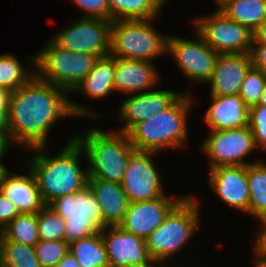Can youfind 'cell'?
Wrapping results in <instances>:
<instances>
[{"label": "cell", "mask_w": 266, "mask_h": 267, "mask_svg": "<svg viewBox=\"0 0 266 267\" xmlns=\"http://www.w3.org/2000/svg\"><path fill=\"white\" fill-rule=\"evenodd\" d=\"M69 93L36 74L11 92L7 113L12 143L26 150L46 146L48 132L59 119L87 116L96 120L102 114L68 98Z\"/></svg>", "instance_id": "1"}, {"label": "cell", "mask_w": 266, "mask_h": 267, "mask_svg": "<svg viewBox=\"0 0 266 267\" xmlns=\"http://www.w3.org/2000/svg\"><path fill=\"white\" fill-rule=\"evenodd\" d=\"M67 142L55 157L47 155V145L29 149L34 156L27 162V166L34 173L45 205L87 186V169L82 170L79 162L82 154H85L84 150L74 136Z\"/></svg>", "instance_id": "2"}, {"label": "cell", "mask_w": 266, "mask_h": 267, "mask_svg": "<svg viewBox=\"0 0 266 267\" xmlns=\"http://www.w3.org/2000/svg\"><path fill=\"white\" fill-rule=\"evenodd\" d=\"M192 98L190 93L184 92L168 109L134 125L127 135L135 150L160 152L168 148H187L186 125L193 107Z\"/></svg>", "instance_id": "3"}, {"label": "cell", "mask_w": 266, "mask_h": 267, "mask_svg": "<svg viewBox=\"0 0 266 267\" xmlns=\"http://www.w3.org/2000/svg\"><path fill=\"white\" fill-rule=\"evenodd\" d=\"M74 139L84 150L88 162V178L120 183L124 178L128 161L135 148L127 133L91 128Z\"/></svg>", "instance_id": "4"}, {"label": "cell", "mask_w": 266, "mask_h": 267, "mask_svg": "<svg viewBox=\"0 0 266 267\" xmlns=\"http://www.w3.org/2000/svg\"><path fill=\"white\" fill-rule=\"evenodd\" d=\"M196 196L188 195L170 211L165 220L147 237L146 246L154 262H163L179 253L195 234L201 215Z\"/></svg>", "instance_id": "5"}, {"label": "cell", "mask_w": 266, "mask_h": 267, "mask_svg": "<svg viewBox=\"0 0 266 267\" xmlns=\"http://www.w3.org/2000/svg\"><path fill=\"white\" fill-rule=\"evenodd\" d=\"M153 19H118L111 24L110 55L152 62L166 54L168 34L160 33Z\"/></svg>", "instance_id": "6"}, {"label": "cell", "mask_w": 266, "mask_h": 267, "mask_svg": "<svg viewBox=\"0 0 266 267\" xmlns=\"http://www.w3.org/2000/svg\"><path fill=\"white\" fill-rule=\"evenodd\" d=\"M35 54L36 75L72 93L91 72L98 56L72 52L58 46L52 39Z\"/></svg>", "instance_id": "7"}, {"label": "cell", "mask_w": 266, "mask_h": 267, "mask_svg": "<svg viewBox=\"0 0 266 267\" xmlns=\"http://www.w3.org/2000/svg\"><path fill=\"white\" fill-rule=\"evenodd\" d=\"M48 206L66 221L65 241L68 244L102 229L101 208L88 186L59 197Z\"/></svg>", "instance_id": "8"}, {"label": "cell", "mask_w": 266, "mask_h": 267, "mask_svg": "<svg viewBox=\"0 0 266 267\" xmlns=\"http://www.w3.org/2000/svg\"><path fill=\"white\" fill-rule=\"evenodd\" d=\"M194 29L218 54L250 53L253 32L229 19L219 8L194 19Z\"/></svg>", "instance_id": "9"}, {"label": "cell", "mask_w": 266, "mask_h": 267, "mask_svg": "<svg viewBox=\"0 0 266 267\" xmlns=\"http://www.w3.org/2000/svg\"><path fill=\"white\" fill-rule=\"evenodd\" d=\"M200 145L202 153L209 159V169L218 166H248L244 161L257 148L253 133L248 126L243 128L210 130Z\"/></svg>", "instance_id": "10"}, {"label": "cell", "mask_w": 266, "mask_h": 267, "mask_svg": "<svg viewBox=\"0 0 266 267\" xmlns=\"http://www.w3.org/2000/svg\"><path fill=\"white\" fill-rule=\"evenodd\" d=\"M196 40L169 35L166 54L175 60L179 71L193 83H207L213 74L218 53L196 31Z\"/></svg>", "instance_id": "11"}, {"label": "cell", "mask_w": 266, "mask_h": 267, "mask_svg": "<svg viewBox=\"0 0 266 267\" xmlns=\"http://www.w3.org/2000/svg\"><path fill=\"white\" fill-rule=\"evenodd\" d=\"M78 19L51 39L72 52L90 53L99 58L109 56L112 21L88 17Z\"/></svg>", "instance_id": "12"}, {"label": "cell", "mask_w": 266, "mask_h": 267, "mask_svg": "<svg viewBox=\"0 0 266 267\" xmlns=\"http://www.w3.org/2000/svg\"><path fill=\"white\" fill-rule=\"evenodd\" d=\"M158 152L134 151L121 182L129 203L154 200L165 194L160 172L152 156Z\"/></svg>", "instance_id": "13"}, {"label": "cell", "mask_w": 266, "mask_h": 267, "mask_svg": "<svg viewBox=\"0 0 266 267\" xmlns=\"http://www.w3.org/2000/svg\"><path fill=\"white\" fill-rule=\"evenodd\" d=\"M110 267H152L146 240L119 226L101 229Z\"/></svg>", "instance_id": "14"}, {"label": "cell", "mask_w": 266, "mask_h": 267, "mask_svg": "<svg viewBox=\"0 0 266 267\" xmlns=\"http://www.w3.org/2000/svg\"><path fill=\"white\" fill-rule=\"evenodd\" d=\"M184 197L164 195L154 200L129 203L118 226L146 240Z\"/></svg>", "instance_id": "15"}, {"label": "cell", "mask_w": 266, "mask_h": 267, "mask_svg": "<svg viewBox=\"0 0 266 267\" xmlns=\"http://www.w3.org/2000/svg\"><path fill=\"white\" fill-rule=\"evenodd\" d=\"M184 92L167 89H151L148 92L133 94L122 101L118 118L124 125L118 132L127 133L137 123L168 109Z\"/></svg>", "instance_id": "16"}, {"label": "cell", "mask_w": 266, "mask_h": 267, "mask_svg": "<svg viewBox=\"0 0 266 267\" xmlns=\"http://www.w3.org/2000/svg\"><path fill=\"white\" fill-rule=\"evenodd\" d=\"M208 170V184L220 200L246 214L250 194L247 166H218Z\"/></svg>", "instance_id": "17"}, {"label": "cell", "mask_w": 266, "mask_h": 267, "mask_svg": "<svg viewBox=\"0 0 266 267\" xmlns=\"http://www.w3.org/2000/svg\"><path fill=\"white\" fill-rule=\"evenodd\" d=\"M252 67L250 53L219 54L211 79L210 96L239 94L246 73Z\"/></svg>", "instance_id": "18"}, {"label": "cell", "mask_w": 266, "mask_h": 267, "mask_svg": "<svg viewBox=\"0 0 266 267\" xmlns=\"http://www.w3.org/2000/svg\"><path fill=\"white\" fill-rule=\"evenodd\" d=\"M153 62L115 57L114 89L129 95L150 91L160 82Z\"/></svg>", "instance_id": "19"}, {"label": "cell", "mask_w": 266, "mask_h": 267, "mask_svg": "<svg viewBox=\"0 0 266 267\" xmlns=\"http://www.w3.org/2000/svg\"><path fill=\"white\" fill-rule=\"evenodd\" d=\"M211 104L204 114L210 130L243 128L249 125V108L239 94L210 96Z\"/></svg>", "instance_id": "20"}, {"label": "cell", "mask_w": 266, "mask_h": 267, "mask_svg": "<svg viewBox=\"0 0 266 267\" xmlns=\"http://www.w3.org/2000/svg\"><path fill=\"white\" fill-rule=\"evenodd\" d=\"M27 169L29 172L26 175L7 171L0 185V192L16 205L20 213H38L45 203L34 173L30 168Z\"/></svg>", "instance_id": "21"}, {"label": "cell", "mask_w": 266, "mask_h": 267, "mask_svg": "<svg viewBox=\"0 0 266 267\" xmlns=\"http://www.w3.org/2000/svg\"><path fill=\"white\" fill-rule=\"evenodd\" d=\"M87 186L94 193L101 208L102 228L118 226L124 218L129 201L120 183L87 178Z\"/></svg>", "instance_id": "22"}, {"label": "cell", "mask_w": 266, "mask_h": 267, "mask_svg": "<svg viewBox=\"0 0 266 267\" xmlns=\"http://www.w3.org/2000/svg\"><path fill=\"white\" fill-rule=\"evenodd\" d=\"M115 57L109 55L99 58L91 72L72 91L85 93V96L95 100L107 97L115 92Z\"/></svg>", "instance_id": "23"}, {"label": "cell", "mask_w": 266, "mask_h": 267, "mask_svg": "<svg viewBox=\"0 0 266 267\" xmlns=\"http://www.w3.org/2000/svg\"><path fill=\"white\" fill-rule=\"evenodd\" d=\"M250 189L248 215L266 223V162L257 160L247 166Z\"/></svg>", "instance_id": "24"}, {"label": "cell", "mask_w": 266, "mask_h": 267, "mask_svg": "<svg viewBox=\"0 0 266 267\" xmlns=\"http://www.w3.org/2000/svg\"><path fill=\"white\" fill-rule=\"evenodd\" d=\"M69 252L80 267H110L101 231L71 242Z\"/></svg>", "instance_id": "25"}, {"label": "cell", "mask_w": 266, "mask_h": 267, "mask_svg": "<svg viewBox=\"0 0 266 267\" xmlns=\"http://www.w3.org/2000/svg\"><path fill=\"white\" fill-rule=\"evenodd\" d=\"M219 9L252 32L266 19V0H227Z\"/></svg>", "instance_id": "26"}, {"label": "cell", "mask_w": 266, "mask_h": 267, "mask_svg": "<svg viewBox=\"0 0 266 267\" xmlns=\"http://www.w3.org/2000/svg\"><path fill=\"white\" fill-rule=\"evenodd\" d=\"M167 0H108L112 21L118 19H153Z\"/></svg>", "instance_id": "27"}, {"label": "cell", "mask_w": 266, "mask_h": 267, "mask_svg": "<svg viewBox=\"0 0 266 267\" xmlns=\"http://www.w3.org/2000/svg\"><path fill=\"white\" fill-rule=\"evenodd\" d=\"M30 61L32 69L25 68L14 54H0V87L13 92L27 83L36 74L35 55Z\"/></svg>", "instance_id": "28"}, {"label": "cell", "mask_w": 266, "mask_h": 267, "mask_svg": "<svg viewBox=\"0 0 266 267\" xmlns=\"http://www.w3.org/2000/svg\"><path fill=\"white\" fill-rule=\"evenodd\" d=\"M0 267H41L33 246L6 239L0 233Z\"/></svg>", "instance_id": "29"}, {"label": "cell", "mask_w": 266, "mask_h": 267, "mask_svg": "<svg viewBox=\"0 0 266 267\" xmlns=\"http://www.w3.org/2000/svg\"><path fill=\"white\" fill-rule=\"evenodd\" d=\"M0 233L8 240L34 247L40 241L37 213H20Z\"/></svg>", "instance_id": "30"}, {"label": "cell", "mask_w": 266, "mask_h": 267, "mask_svg": "<svg viewBox=\"0 0 266 267\" xmlns=\"http://www.w3.org/2000/svg\"><path fill=\"white\" fill-rule=\"evenodd\" d=\"M37 223L40 240L65 241L66 221L48 205L37 213Z\"/></svg>", "instance_id": "31"}, {"label": "cell", "mask_w": 266, "mask_h": 267, "mask_svg": "<svg viewBox=\"0 0 266 267\" xmlns=\"http://www.w3.org/2000/svg\"><path fill=\"white\" fill-rule=\"evenodd\" d=\"M265 87L266 74L259 69L251 67L241 84L239 96L242 98L245 105L250 108L259 104Z\"/></svg>", "instance_id": "32"}, {"label": "cell", "mask_w": 266, "mask_h": 267, "mask_svg": "<svg viewBox=\"0 0 266 267\" xmlns=\"http://www.w3.org/2000/svg\"><path fill=\"white\" fill-rule=\"evenodd\" d=\"M34 249L41 267H56L57 263L69 252V244L64 240H40Z\"/></svg>", "instance_id": "33"}, {"label": "cell", "mask_w": 266, "mask_h": 267, "mask_svg": "<svg viewBox=\"0 0 266 267\" xmlns=\"http://www.w3.org/2000/svg\"><path fill=\"white\" fill-rule=\"evenodd\" d=\"M249 128L256 147L266 150V106L255 105L249 108Z\"/></svg>", "instance_id": "34"}, {"label": "cell", "mask_w": 266, "mask_h": 267, "mask_svg": "<svg viewBox=\"0 0 266 267\" xmlns=\"http://www.w3.org/2000/svg\"><path fill=\"white\" fill-rule=\"evenodd\" d=\"M82 11V17L102 18L112 21L108 0H70Z\"/></svg>", "instance_id": "35"}, {"label": "cell", "mask_w": 266, "mask_h": 267, "mask_svg": "<svg viewBox=\"0 0 266 267\" xmlns=\"http://www.w3.org/2000/svg\"><path fill=\"white\" fill-rule=\"evenodd\" d=\"M19 214L16 205L0 192V232Z\"/></svg>", "instance_id": "36"}, {"label": "cell", "mask_w": 266, "mask_h": 267, "mask_svg": "<svg viewBox=\"0 0 266 267\" xmlns=\"http://www.w3.org/2000/svg\"><path fill=\"white\" fill-rule=\"evenodd\" d=\"M250 56L252 67L266 74V42H252Z\"/></svg>", "instance_id": "37"}, {"label": "cell", "mask_w": 266, "mask_h": 267, "mask_svg": "<svg viewBox=\"0 0 266 267\" xmlns=\"http://www.w3.org/2000/svg\"><path fill=\"white\" fill-rule=\"evenodd\" d=\"M11 92L0 87V132H8L7 113Z\"/></svg>", "instance_id": "38"}, {"label": "cell", "mask_w": 266, "mask_h": 267, "mask_svg": "<svg viewBox=\"0 0 266 267\" xmlns=\"http://www.w3.org/2000/svg\"><path fill=\"white\" fill-rule=\"evenodd\" d=\"M262 227L258 230L257 238L254 245L255 259H266V223L261 224Z\"/></svg>", "instance_id": "39"}, {"label": "cell", "mask_w": 266, "mask_h": 267, "mask_svg": "<svg viewBox=\"0 0 266 267\" xmlns=\"http://www.w3.org/2000/svg\"><path fill=\"white\" fill-rule=\"evenodd\" d=\"M11 145L14 146L12 143L9 133L8 132H0V160L4 158L6 151L8 152ZM8 149V150H7Z\"/></svg>", "instance_id": "40"}, {"label": "cell", "mask_w": 266, "mask_h": 267, "mask_svg": "<svg viewBox=\"0 0 266 267\" xmlns=\"http://www.w3.org/2000/svg\"><path fill=\"white\" fill-rule=\"evenodd\" d=\"M252 42H266V19L253 31Z\"/></svg>", "instance_id": "41"}, {"label": "cell", "mask_w": 266, "mask_h": 267, "mask_svg": "<svg viewBox=\"0 0 266 267\" xmlns=\"http://www.w3.org/2000/svg\"><path fill=\"white\" fill-rule=\"evenodd\" d=\"M56 267H80L75 257L68 252L56 265Z\"/></svg>", "instance_id": "42"}, {"label": "cell", "mask_w": 266, "mask_h": 267, "mask_svg": "<svg viewBox=\"0 0 266 267\" xmlns=\"http://www.w3.org/2000/svg\"><path fill=\"white\" fill-rule=\"evenodd\" d=\"M8 171L7 167L5 166V164H3L2 162H0V185L2 183V179L4 177V174Z\"/></svg>", "instance_id": "43"}, {"label": "cell", "mask_w": 266, "mask_h": 267, "mask_svg": "<svg viewBox=\"0 0 266 267\" xmlns=\"http://www.w3.org/2000/svg\"><path fill=\"white\" fill-rule=\"evenodd\" d=\"M256 263L253 267H266V259H255Z\"/></svg>", "instance_id": "44"}, {"label": "cell", "mask_w": 266, "mask_h": 267, "mask_svg": "<svg viewBox=\"0 0 266 267\" xmlns=\"http://www.w3.org/2000/svg\"><path fill=\"white\" fill-rule=\"evenodd\" d=\"M258 105L266 106V87H265V90L263 91V93L261 95L260 102Z\"/></svg>", "instance_id": "45"}, {"label": "cell", "mask_w": 266, "mask_h": 267, "mask_svg": "<svg viewBox=\"0 0 266 267\" xmlns=\"http://www.w3.org/2000/svg\"><path fill=\"white\" fill-rule=\"evenodd\" d=\"M163 264V262H154L152 267H168L167 265L165 266V264Z\"/></svg>", "instance_id": "46"}, {"label": "cell", "mask_w": 266, "mask_h": 267, "mask_svg": "<svg viewBox=\"0 0 266 267\" xmlns=\"http://www.w3.org/2000/svg\"><path fill=\"white\" fill-rule=\"evenodd\" d=\"M216 5L218 4L219 6H217L218 8L221 7L227 0H214Z\"/></svg>", "instance_id": "47"}]
</instances>
